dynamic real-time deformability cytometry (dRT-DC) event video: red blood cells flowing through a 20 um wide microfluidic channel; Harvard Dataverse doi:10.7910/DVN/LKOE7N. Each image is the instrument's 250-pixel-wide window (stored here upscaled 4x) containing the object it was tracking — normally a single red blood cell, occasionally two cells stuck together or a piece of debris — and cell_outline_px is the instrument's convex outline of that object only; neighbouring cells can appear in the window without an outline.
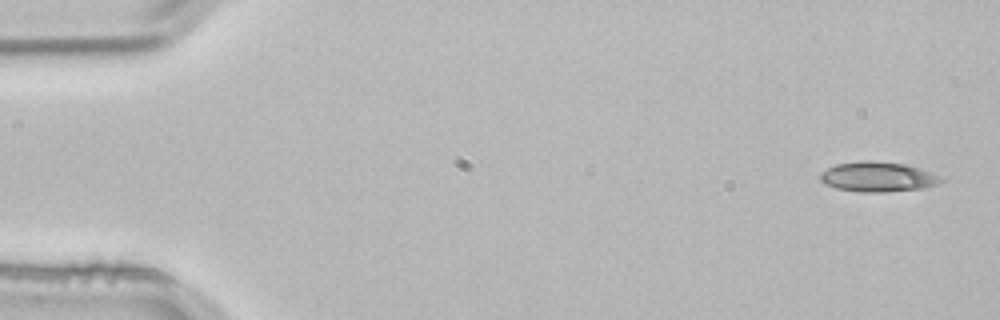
{"species": "common noctule bat (a hibernating species)", "species_latin": "Nyctalus noctula", "temperature_condition": "room temperature", "stored_images_in_passage": 4, "camera_frame_rate_fps": 3000, "um_per_image_px": 0.085, "animal": {"sex": "male", "body_mass_g": 21.5, "forearm_length_mm": 52.0}, "frame": {"image": 1, "passage_image": 1, "time_ms": 0.0, "image_size_px": [1000, 320], "cell_outline_px": [[944, 180], [936, 184], [924, 188], [880, 192], [860, 192], [836, 188], [824, 184], [820, 180], [820, 172], [836, 164], [860, 160], [872, 160], [904, 164], [928, 172]], "centroid_in_image_um": [74.52, 15.03], "position_along_channel_um": 10.5, "area_um2": 20.81}}